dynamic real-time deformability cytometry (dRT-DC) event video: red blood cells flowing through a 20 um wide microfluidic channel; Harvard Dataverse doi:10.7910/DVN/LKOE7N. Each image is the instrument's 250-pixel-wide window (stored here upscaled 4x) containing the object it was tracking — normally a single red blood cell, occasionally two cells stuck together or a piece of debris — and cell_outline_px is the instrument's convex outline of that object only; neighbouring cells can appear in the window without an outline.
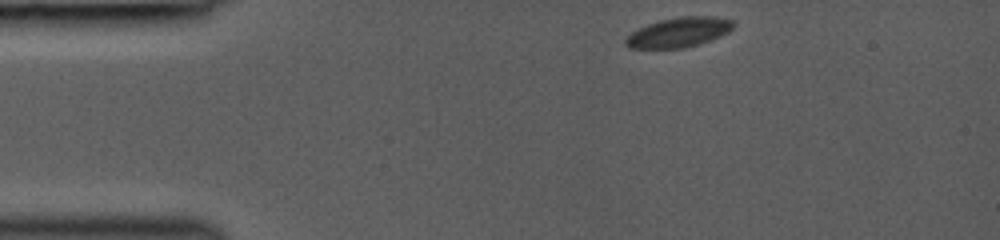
{"species": "common noctule bat (a hibernating species)", "species_latin": "Nyctalus noctula", "temperature_condition": "room temperature", "stored_images_in_passage": 24, "camera_frame_rate_fps": 3000, "um_per_image_px": 0.085, "animal": {"sex": "female", "body_mass_g": 19.0, "forearm_length_mm": 53.3}, "frame": {"image": 1, "passage_image": 1, "time_ms": 0.0, "image_size_px": [1000, 240], "cell_outline_px": [[736, 24], [728, 32], [712, 40], [700, 44], [684, 48], [628, 48], [624, 44], [624, 40], [632, 32], [648, 24], [660, 20], [680, 16], [716, 16], [732, 20]], "centroid_in_image_um": [57.73, 2.75], "position_along_channel_um": 27.3, "area_um2": 18.79}}
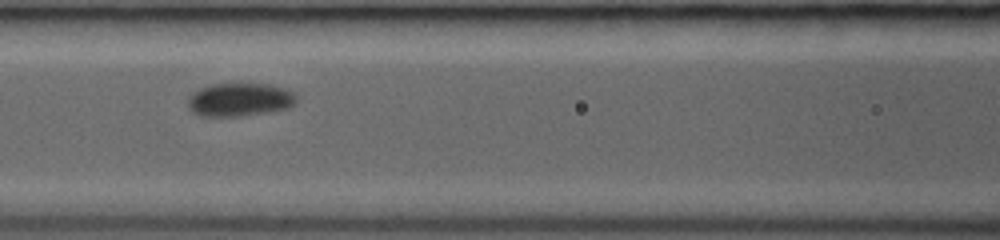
{"frame": {"image": 2, "passage_image": 12, "time_ms": 4.333, "image_size_px": [1000, 240], "cell_outline_px": [[296, 100], [288, 108], [240, 116], [200, 116], [192, 112], [188, 108], [188, 100], [192, 92], [208, 84], [240, 80], [268, 84], [284, 88], [296, 92]], "centroid_in_image_um": [20.34, 8.4], "position_along_channel_um": 146.3, "area_um2": 21.91}}
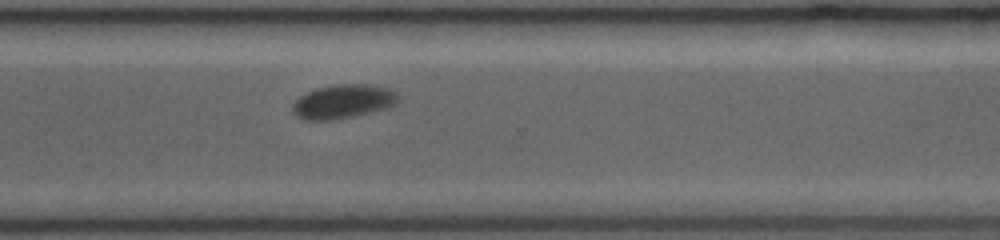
{"frame": {"image": 3, "passage_image": 24, "time_ms": 9.0, "image_size_px": [1000, 240], "cell_outline_px": [[396, 100], [392, 104], [384, 108], [352, 116], [332, 120], [304, 120], [296, 116], [292, 112], [292, 104], [300, 96], [316, 88], [336, 84], [364, 84], [388, 88], [396, 96]], "centroid_in_image_um": [29.04, 8.63], "position_along_channel_um": 341.6, "area_um2": 20.35}}